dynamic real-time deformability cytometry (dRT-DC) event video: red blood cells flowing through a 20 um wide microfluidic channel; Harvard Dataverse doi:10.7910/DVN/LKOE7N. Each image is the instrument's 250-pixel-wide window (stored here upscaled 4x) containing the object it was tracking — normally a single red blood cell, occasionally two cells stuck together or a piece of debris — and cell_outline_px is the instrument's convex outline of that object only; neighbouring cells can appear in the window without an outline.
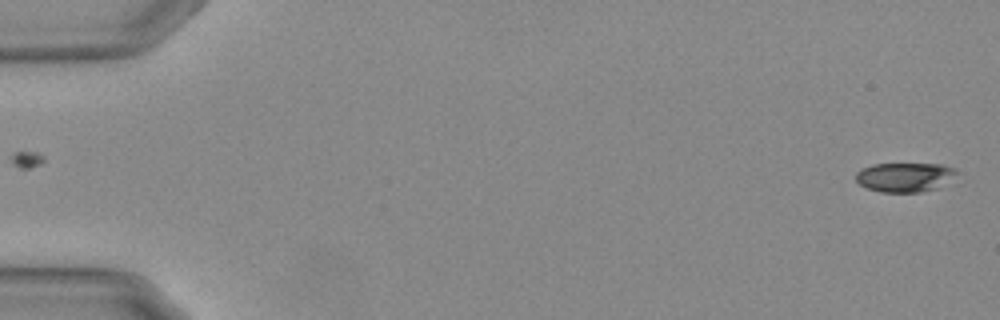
{"species": "Egyptian fruit bat (a non-hibernating species)", "species_latin": "Rousettus aegyptiacus", "temperature_condition": "warm", "stored_images_in_passage": 17, "camera_frame_rate_fps": 3000, "um_per_image_px": 0.085, "animal": {"sex": "female"}, "frame": {"image": 1, "passage_image": 1, "time_ms": 0.0, "image_size_px": [1000, 320], "cell_outline_px": [[960, 172], [936, 188], [920, 192], [880, 192], [868, 188], [860, 184], [856, 180], [856, 172], [860, 168], [872, 164], [944, 164], [956, 168]], "centroid_in_image_um": [76.89, 15.04], "position_along_channel_um": 8.1, "area_um2": 17.22}}
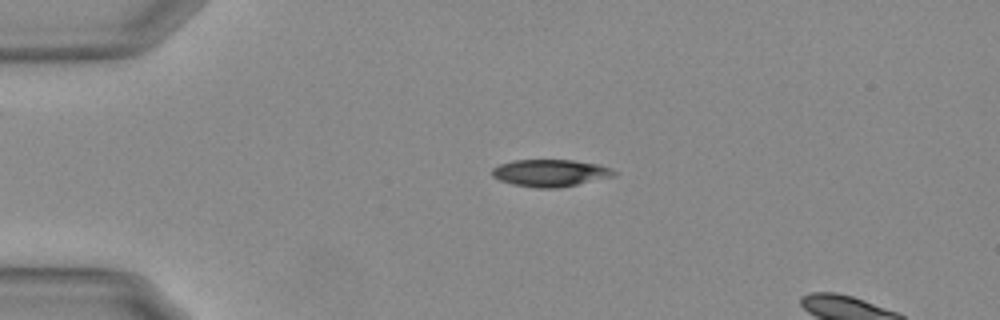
{"frame": {"image": 2, "passage_image": 13, "time_ms": 4.0, "image_size_px": [1000, 320], "cell_outline_px": [[616, 176], [560, 188], [536, 188], [512, 184], [500, 180], [492, 176], [492, 168], [500, 164], [512, 160], [572, 160], [600, 164], [612, 168], [616, 172]], "centroid_in_image_um": [46.81, 14.7], "position_along_channel_um": 38.2, "area_um2": 19.48}}